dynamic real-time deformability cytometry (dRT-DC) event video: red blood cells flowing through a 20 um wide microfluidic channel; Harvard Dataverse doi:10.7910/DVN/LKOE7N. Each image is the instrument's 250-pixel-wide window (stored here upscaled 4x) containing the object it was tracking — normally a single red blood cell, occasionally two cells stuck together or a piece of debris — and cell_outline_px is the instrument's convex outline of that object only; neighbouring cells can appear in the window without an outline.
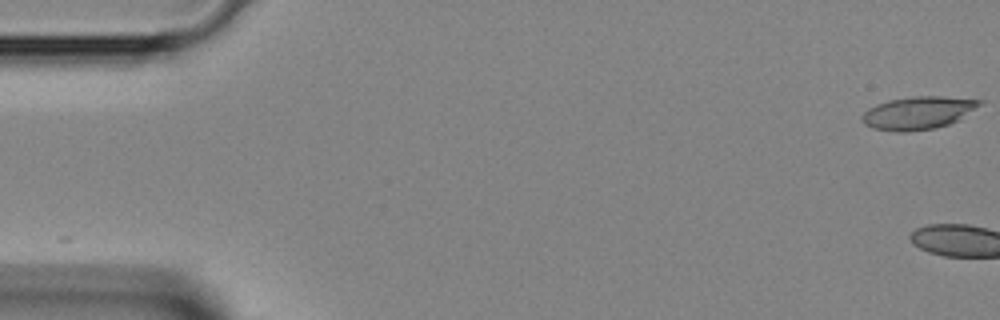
{"species": "Egyptian fruit bat (a non-hibernating species)", "species_latin": "Rousettus aegyptiacus", "temperature_condition": "room temperature", "stored_images_in_passage": 3, "camera_frame_rate_fps": 3000, "um_per_image_px": 0.085, "animal": {"sex": "female"}, "frame": {"image": 1, "passage_image": 1, "time_ms": 0.0, "image_size_px": [1000, 320], "cell_outline_px": [[984, 104], [960, 120], [936, 128], [904, 132], [896, 132], [872, 128], [864, 124], [860, 120], [860, 116], [868, 108], [876, 104], [888, 100], [912, 96], [940, 96], [984, 100]], "centroid_in_image_um": [78.05, 9.59], "position_along_channel_um": 6.9, "area_um2": 22.95}}